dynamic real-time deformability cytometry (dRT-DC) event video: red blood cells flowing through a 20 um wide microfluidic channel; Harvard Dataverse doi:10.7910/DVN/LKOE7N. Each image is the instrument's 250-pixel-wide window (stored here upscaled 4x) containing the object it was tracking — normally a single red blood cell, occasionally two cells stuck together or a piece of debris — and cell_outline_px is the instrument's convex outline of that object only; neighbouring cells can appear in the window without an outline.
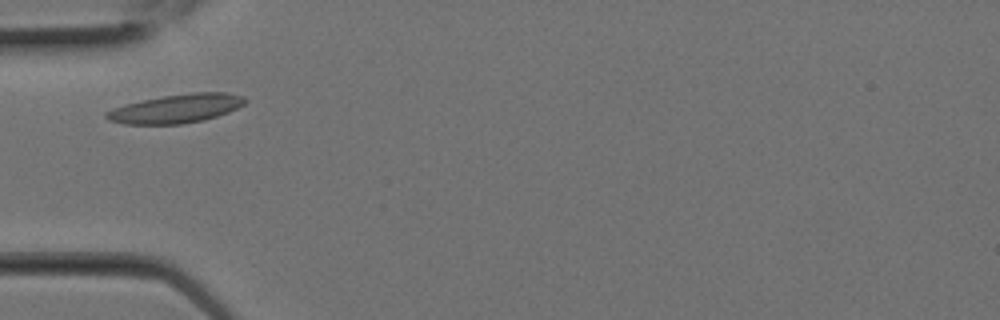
{"species": "Egyptian fruit bat (a non-hibernating species)", "species_latin": "Rousettus aegyptiacus", "temperature_condition": "room temperature", "stored_images_in_passage": 1, "camera_frame_rate_fps": 3000, "um_per_image_px": 0.085, "animal": {"sex": "female"}, "frame": {"image": 1, "passage_image": 1, "time_ms": 0.0, "image_size_px": [1000, 320], "cell_outline_px": [[248, 100], [244, 104], [228, 112], [204, 120], [180, 124], [124, 124], [108, 120], [104, 116], [104, 112], [112, 108], [124, 104], [140, 100], [164, 96], [192, 92], [224, 92], [244, 96]], "centroid_in_image_um": [14.94, 9.22], "position_along_channel_um": 70.1, "area_um2": 23.35}}